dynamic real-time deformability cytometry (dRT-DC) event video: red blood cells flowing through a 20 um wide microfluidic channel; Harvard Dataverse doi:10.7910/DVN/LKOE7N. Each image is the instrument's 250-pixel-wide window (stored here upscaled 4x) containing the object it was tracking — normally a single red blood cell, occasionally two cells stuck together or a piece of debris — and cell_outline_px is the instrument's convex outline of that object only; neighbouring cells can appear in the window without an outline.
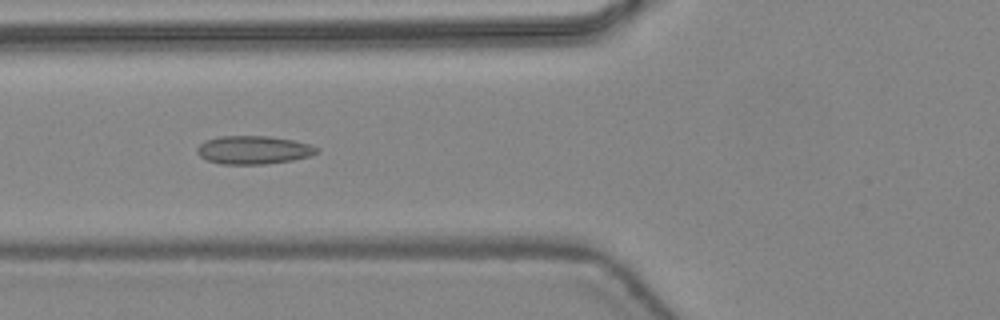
{"species": "common noctule bat (a hibernating species)", "species_latin": "Nyctalus noctula", "temperature_condition": "warm", "stored_images_in_passage": 47, "camera_frame_rate_fps": 3000, "um_per_image_px": 0.085, "animal": {"sex": "female", "body_mass_g": 24.6, "forearm_length_mm": 56.2}, "frame": {"image": 1, "passage_image": 19, "time_ms": 6.0, "image_size_px": [1000, 320], "cell_outline_px": [[320, 152], [312, 156], [292, 160], [264, 164], [220, 164], [208, 160], [200, 156], [196, 152], [196, 148], [204, 140], [220, 136], [268, 136], [292, 140], [312, 144], [320, 148]], "centroid_in_image_um": [21.58, 12.74], "position_along_channel_um": 104.2, "area_um2": 19.94}}
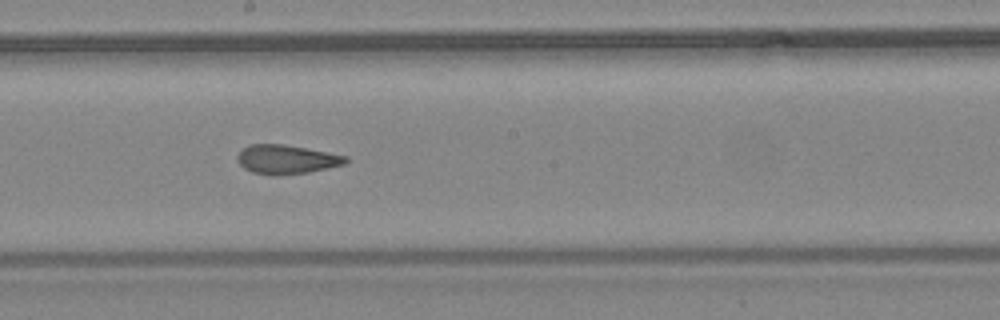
{"frame": {"image": 2, "passage_image": 27, "time_ms": 8.667, "image_size_px": [1000, 320], "cell_outline_px": [[348, 160], [344, 164], [328, 168], [308, 172], [276, 176], [272, 176], [252, 172], [244, 168], [236, 160], [236, 156], [248, 144], [284, 144], [348, 156]], "centroid_in_image_um": [24.32, 13.55], "position_along_channel_um": 223.9, "area_um2": 18.38}}
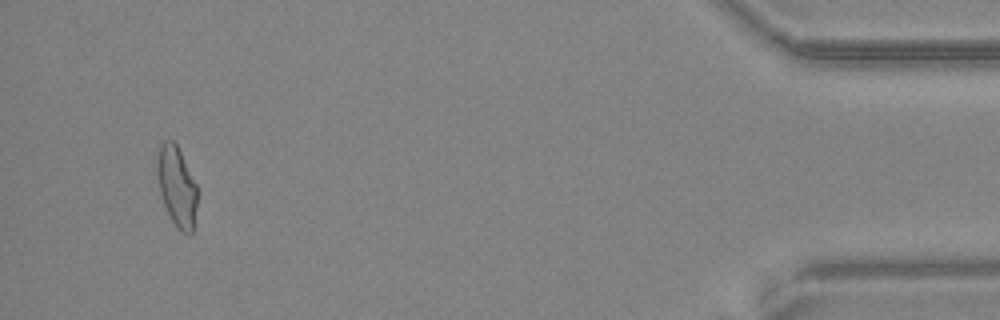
{"frame": {"image": 3, "passage_image": 45, "time_ms": 14.667, "image_size_px": [1000, 320], "cell_outline_px": [[196, 208], [192, 232], [188, 236], [180, 232], [176, 228], [164, 204], [160, 192], [156, 172], [156, 152], [160, 144], [164, 140], [172, 140], [176, 144], [196, 184]], "centroid_in_image_um": [14.99, 15.84], "position_along_channel_um": 420.2, "area_um2": 18.73}, "authors_computed_cell_mechanics": {"area_um2": 19.1896, "velocity_mm_per_s": 4.469, "shape_relaxation_time_tau1_ms": null, "shape_relaxation_time_tau2_ms": 1.7328, "deformation_change_tau1": null, "deformation_change_tau2": 0.0788}}